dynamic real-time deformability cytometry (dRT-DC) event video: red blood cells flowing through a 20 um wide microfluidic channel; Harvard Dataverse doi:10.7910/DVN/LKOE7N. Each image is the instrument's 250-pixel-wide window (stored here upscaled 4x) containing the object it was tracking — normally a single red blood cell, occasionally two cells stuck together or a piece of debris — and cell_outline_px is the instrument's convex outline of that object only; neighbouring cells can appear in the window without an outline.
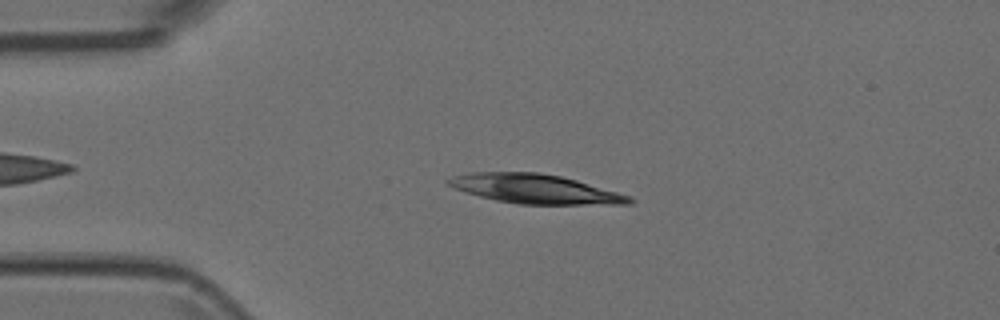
{"species": "Egyptian fruit bat (a non-hibernating species)", "species_latin": "Rousettus aegyptiacus", "temperature_condition": "room temperature", "stored_images_in_passage": 3, "camera_frame_rate_fps": 3000, "um_per_image_px": 0.085, "animal": {"sex": "female"}, "frame": {"image": 1, "passage_image": 2, "time_ms": 0.333, "image_size_px": [1000, 320], "cell_outline_px": [[636, 200], [632, 204], [516, 204], [496, 200], [464, 192], [452, 188], [444, 184], [444, 180], [452, 176], [468, 172], [536, 172], [560, 176], [576, 180], [632, 196]], "centroid_in_image_um": [45.43, 16.05], "position_along_channel_um": 39.6, "area_um2": 31.1}}